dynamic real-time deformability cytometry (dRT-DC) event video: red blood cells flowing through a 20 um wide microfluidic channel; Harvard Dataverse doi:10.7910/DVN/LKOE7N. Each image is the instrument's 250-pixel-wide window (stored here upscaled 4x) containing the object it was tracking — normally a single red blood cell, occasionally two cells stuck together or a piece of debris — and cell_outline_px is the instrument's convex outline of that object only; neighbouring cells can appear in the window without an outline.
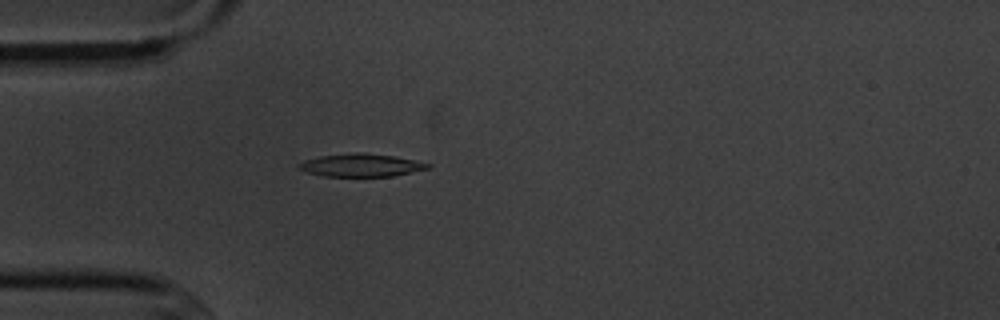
{"species": "common noctule bat (a hibernating species)", "species_latin": "Nyctalus noctula", "temperature_condition": "cold", "stored_images_in_passage": 2, "camera_frame_rate_fps": 3000, "um_per_image_px": 0.085, "animal": {"sex": "male", "body_mass_g": 20.1, "forearm_length_mm": 53.5}, "frame": {"image": 1, "passage_image": 2, "time_ms": 1.0, "image_size_px": [1000, 320], "cell_outline_px": [[432, 168], [392, 176], [324, 176], [304, 172], [296, 164], [304, 160], [320, 156], [356, 152], [360, 152], [392, 156], [432, 164]], "centroid_in_image_um": [30.67, 14.04], "position_along_channel_um": 54.3, "area_um2": 17.11}}